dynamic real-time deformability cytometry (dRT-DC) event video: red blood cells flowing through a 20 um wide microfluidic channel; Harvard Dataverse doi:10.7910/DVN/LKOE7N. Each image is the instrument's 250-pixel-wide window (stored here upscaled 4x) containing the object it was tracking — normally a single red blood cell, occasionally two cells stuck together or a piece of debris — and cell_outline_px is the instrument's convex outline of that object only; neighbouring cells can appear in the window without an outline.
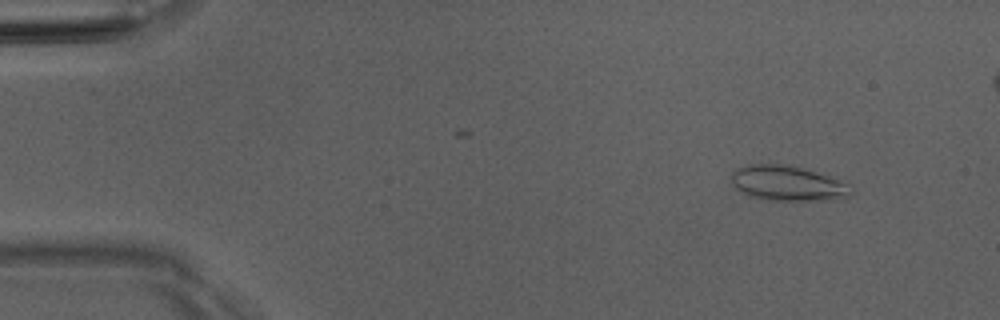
{"species": "Egyptian fruit bat (a non-hibernating species)", "species_latin": "Rousettus aegyptiacus", "temperature_condition": "room temperature", "stored_images_in_passage": 44, "camera_frame_rate_fps": 3000, "um_per_image_px": 0.085, "animal": {"sex": "male"}, "frame": {"image": 1, "passage_image": 6, "time_ms": 1.667, "image_size_px": [1000, 320], "cell_outline_px": [[852, 192], [844, 200], [768, 200], [752, 196], [736, 188], [732, 184], [732, 172], [740, 168], [752, 164], [788, 164], [848, 180]], "centroid_in_image_um": [67.08, 15.58], "position_along_channel_um": 17.9, "area_um2": 24.8}}
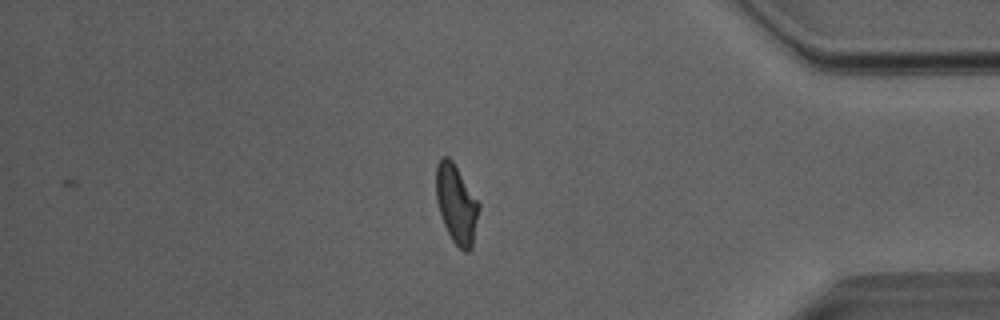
{"frame": {"image": 2, "passage_image": 44, "time_ms": 14.333, "image_size_px": [1000, 320], "cell_outline_px": [[480, 208], [472, 248], [468, 252], [464, 252], [452, 240], [444, 224], [436, 200], [436, 164], [440, 156], [448, 156], [452, 160], [480, 204]], "centroid_in_image_um": [38.79, 17.33], "position_along_channel_um": 396.4, "area_um2": 19.65}, "authors_computed_cell_mechanics": {"area_um2": 20.2589, "velocity_mm_per_s": 4.0551, "shape_relaxation_time_tau1_ms": 9.3825, "shape_relaxation_time_tau2_ms": 1.5625, "deformation_change_tau1": 0.249, "deformation_change_tau2": 0.1001}}